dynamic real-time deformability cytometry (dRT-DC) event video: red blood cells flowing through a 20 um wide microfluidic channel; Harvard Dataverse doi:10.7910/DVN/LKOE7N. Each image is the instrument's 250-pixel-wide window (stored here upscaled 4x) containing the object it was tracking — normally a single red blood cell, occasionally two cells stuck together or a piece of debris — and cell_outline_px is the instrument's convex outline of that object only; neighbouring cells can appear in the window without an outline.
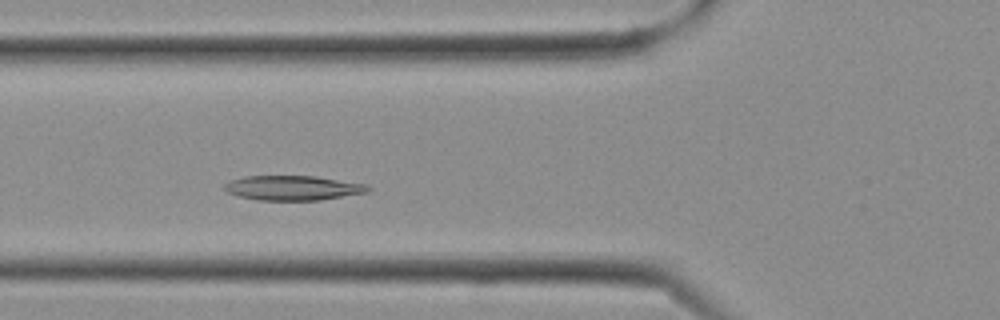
{"species": "Egyptian fruit bat (a non-hibernating species)", "species_latin": "Rousettus aegyptiacus", "temperature_condition": "cold", "stored_images_in_passage": 25, "camera_frame_rate_fps": 3000, "um_per_image_px": 0.085, "frame": {"image": 1, "passage_image": 7, "time_ms": 2.0, "image_size_px": [1000, 320], "cell_outline_px": [[372, 188], [368, 192], [320, 200], [256, 200], [240, 196], [228, 192], [224, 188], [224, 184], [232, 180], [244, 176], [316, 176], [368, 184]], "centroid_in_image_um": [24.94, 15.97], "position_along_channel_um": 100.9, "area_um2": 20.63}}
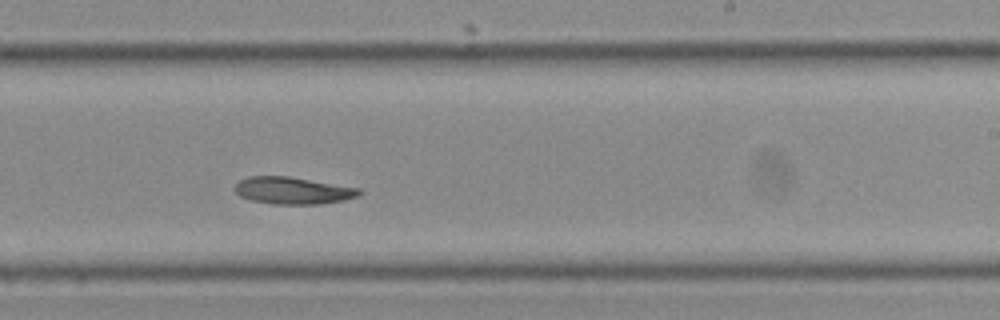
{"frame": {"image": 2, "passage_image": 14, "time_ms": 4.333, "image_size_px": [1000, 320], "cell_outline_px": [[364, 192], [360, 196], [344, 200], [320, 204], [272, 204], [252, 200], [240, 196], [232, 188], [240, 180], [248, 176], [288, 176], [360, 188]], "centroid_in_image_um": [24.91, 16.2], "position_along_channel_um": 264.1, "area_um2": 19.77}}
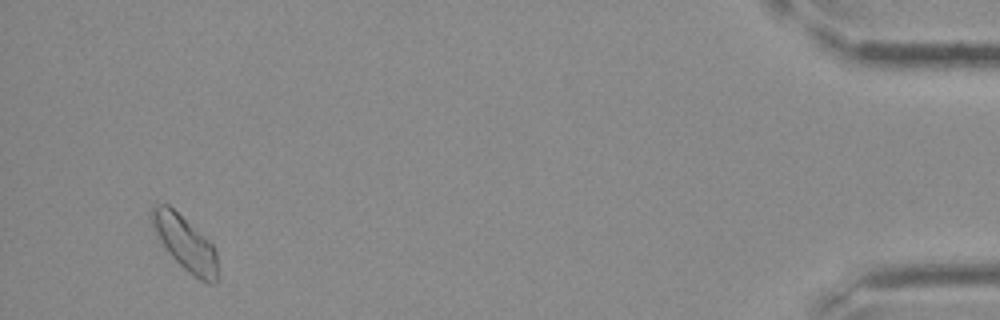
{"frame": {"image": 3, "passage_image": 24, "time_ms": 7.667, "image_size_px": [1000, 320], "cell_outline_px": [[216, 280], [212, 284], [208, 284], [200, 280], [188, 272], [164, 248], [148, 220], [148, 212], [156, 204], [168, 204], [208, 240], [216, 248]], "centroid_in_image_um": [15.67, 20.63], "position_along_channel_um": 419.5, "area_um2": 20.75}}